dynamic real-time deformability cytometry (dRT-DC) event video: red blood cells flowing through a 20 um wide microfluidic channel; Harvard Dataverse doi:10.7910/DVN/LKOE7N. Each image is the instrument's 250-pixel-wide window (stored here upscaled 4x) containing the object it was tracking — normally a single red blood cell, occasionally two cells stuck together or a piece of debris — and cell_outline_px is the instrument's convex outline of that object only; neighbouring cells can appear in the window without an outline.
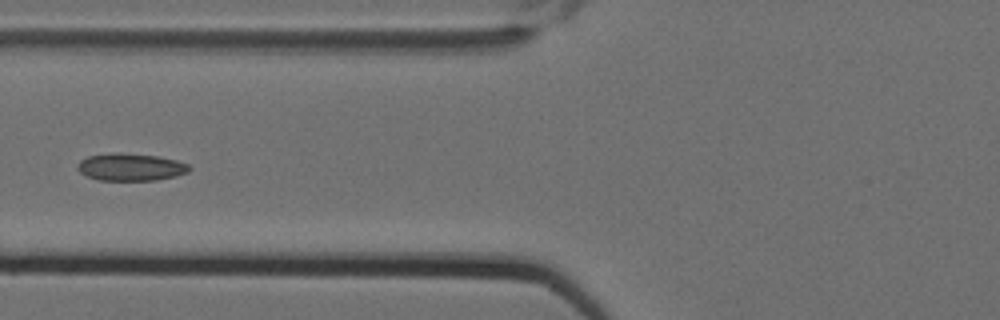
{"species": "Egyptian fruit bat (a non-hibernating species)", "species_latin": "Rousettus aegyptiacus", "temperature_condition": "cold", "stored_images_in_passage": 7, "camera_frame_rate_fps": 3000, "um_per_image_px": 0.085, "animal": {"sex": "female"}, "frame": {"image": 1, "passage_image": 7, "time_ms": 2.0, "image_size_px": [1000, 320], "cell_outline_px": [[192, 168], [188, 172], [176, 176], [156, 180], [100, 180], [88, 176], [80, 172], [76, 168], [76, 164], [80, 160], [88, 156], [116, 152], [156, 156], [176, 160], [188, 164]], "centroid_in_image_um": [11.1, 14.2], "position_along_channel_um": 114.7, "area_um2": 17.8}}